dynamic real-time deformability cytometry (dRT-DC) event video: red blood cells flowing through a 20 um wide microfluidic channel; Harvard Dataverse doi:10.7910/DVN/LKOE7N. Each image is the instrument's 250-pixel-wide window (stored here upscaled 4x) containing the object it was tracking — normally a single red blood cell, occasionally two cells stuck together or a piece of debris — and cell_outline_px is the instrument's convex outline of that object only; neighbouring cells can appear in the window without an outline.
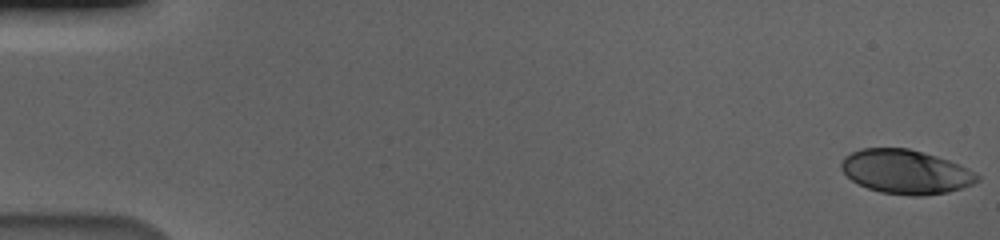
{"species": "human", "species_latin": "Homo sapiens", "temperature_condition": "cold", "stored_images_in_passage": 58, "camera_frame_rate_fps": 3000, "um_per_image_px": 0.085, "donor": {"sex": "male"}, "frame": {"image": 1, "passage_image": 1, "time_ms": 0.0, "image_size_px": [1000, 240], "cell_outline_px": [[980, 180], [972, 184], [948, 192], [920, 196], [912, 196], [880, 192], [868, 188], [852, 180], [840, 168], [840, 164], [844, 156], [852, 152], [864, 148], [908, 148], [936, 156], [948, 160], [968, 168], [980, 176]], "centroid_in_image_um": [76.98, 14.6], "position_along_channel_um": 8.0, "area_um2": 34.74}}
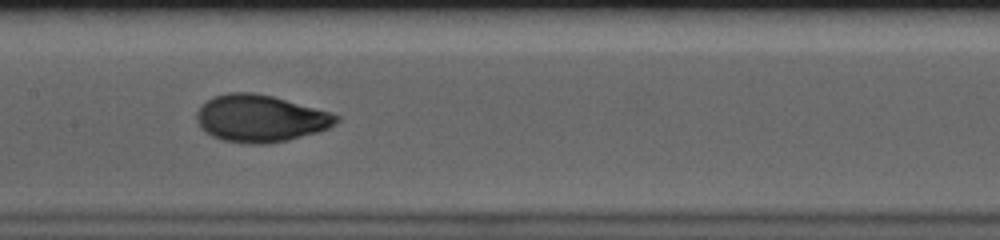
{"frame": {"image": 2, "passage_image": 30, "time_ms": 9.667, "image_size_px": [1000, 240], "cell_outline_px": [[340, 120], [336, 124], [328, 128], [316, 132], [288, 140], [264, 144], [248, 144], [224, 140], [212, 136], [204, 132], [200, 128], [196, 120], [196, 112], [208, 100], [216, 96], [228, 92], [252, 92], [272, 96], [332, 112], [340, 116]], "centroid_in_image_um": [22.14, 10.07], "position_along_channel_um": 185.3, "area_um2": 38.32}}
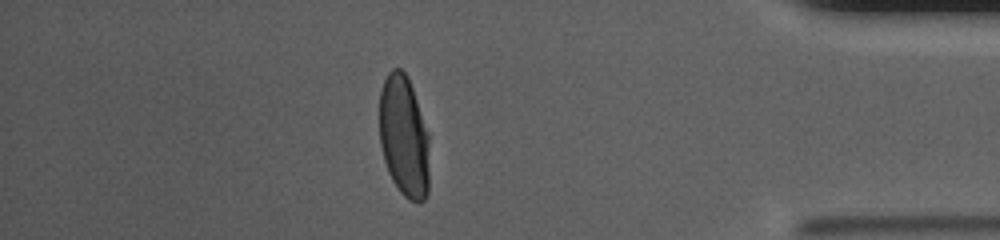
{"frame": {"image": 3, "passage_image": 51, "time_ms": 16.667, "image_size_px": [1000, 240], "cell_outline_px": [[428, 192], [424, 200], [420, 204], [416, 204], [408, 200], [400, 192], [392, 180], [388, 172], [384, 160], [380, 144], [380, 92], [384, 80], [388, 72], [392, 68], [400, 68], [408, 76], [428, 132]], "centroid_in_image_um": [34.33, 11.63], "position_along_channel_um": 400.9, "area_um2": 35.6}, "authors_computed_cell_mechanics": {"area_um2": 36.6452, "velocity_mm_per_s": 3.5788, "shape_relaxation_time_tau1_ms": 5.4132, "shape_relaxation_time_tau2_ms": null, "deformation_change_tau1": 0.2127, "deformation_change_tau2": null}}